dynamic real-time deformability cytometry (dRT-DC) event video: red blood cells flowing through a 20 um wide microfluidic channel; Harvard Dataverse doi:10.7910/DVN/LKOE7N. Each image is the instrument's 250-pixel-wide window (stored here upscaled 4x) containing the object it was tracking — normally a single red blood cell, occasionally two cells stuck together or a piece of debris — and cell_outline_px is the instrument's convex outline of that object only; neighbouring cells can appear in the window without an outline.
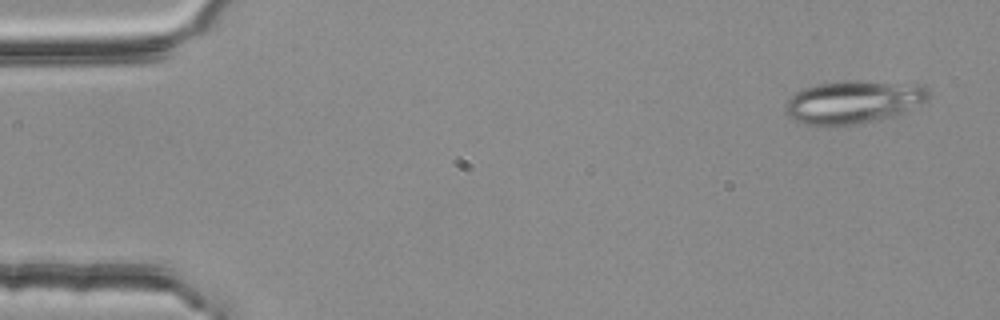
{"species": "common noctule bat (a hibernating species)", "species_latin": "Nyctalus noctula", "temperature_condition": "room temperature", "stored_images_in_passage": 4, "camera_frame_rate_fps": 3000, "um_per_image_px": 0.085, "animal": {"sex": "female", "body_mass_g": 25.1}, "frame": {"image": 1, "passage_image": 1, "time_ms": 0.0, "image_size_px": [1000, 320], "cell_outline_px": [[932, 96], [928, 100], [896, 116], [836, 128], [808, 124], [796, 120], [788, 116], [784, 112], [784, 104], [788, 96], [804, 88], [816, 84], [844, 80], [860, 80], [924, 84], [928, 88]], "centroid_in_image_um": [72.55, 8.66], "position_along_channel_um": 12.5, "area_um2": 36.99}}